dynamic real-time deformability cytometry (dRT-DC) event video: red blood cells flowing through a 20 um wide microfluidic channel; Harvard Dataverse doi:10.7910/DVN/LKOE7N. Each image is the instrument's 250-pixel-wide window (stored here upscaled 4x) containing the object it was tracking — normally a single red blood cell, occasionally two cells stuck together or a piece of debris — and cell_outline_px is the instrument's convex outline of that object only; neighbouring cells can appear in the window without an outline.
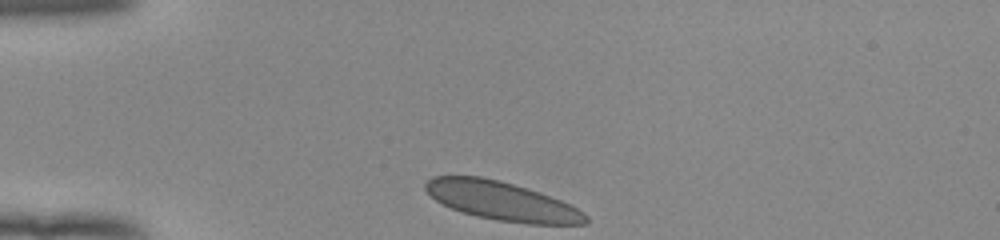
{"species": "human", "species_latin": "Homo sapiens", "temperature_condition": "room temperature", "stored_images_in_passage": 31, "camera_frame_rate_fps": 3000, "um_per_image_px": 0.085, "donor": {"sex": "female"}, "frame": {"image": 1, "passage_image": 1, "time_ms": 0.0, "image_size_px": [1000, 240], "cell_outline_px": [[588, 224], [528, 224], [496, 220], [476, 216], [452, 208], [436, 200], [424, 188], [424, 184], [432, 176], [480, 176], [500, 180], [540, 192], [560, 200], [584, 212], [588, 216]], "centroid_in_image_um": [42.67, 17.08], "position_along_channel_um": 42.3, "area_um2": 35.95}}
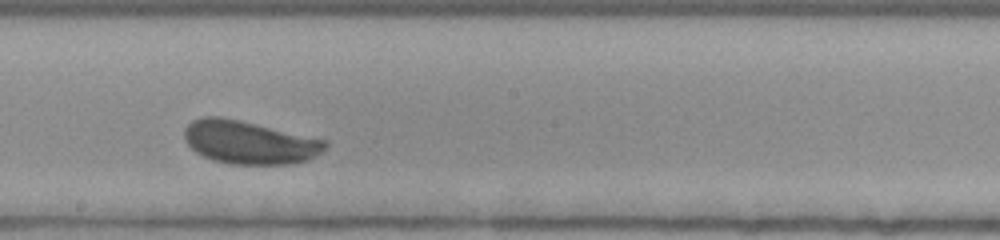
{"frame": {"image": 2, "passage_image": 18, "time_ms": 5.667, "image_size_px": [1000, 240], "cell_outline_px": [[328, 144], [320, 152], [308, 160], [292, 164], [232, 164], [212, 160], [196, 152], [184, 140], [184, 128], [192, 120], [204, 116], [220, 116], [240, 120], [328, 140]], "centroid_in_image_um": [21.17, 12.09], "position_along_channel_um": 227.0, "area_um2": 35.49}}
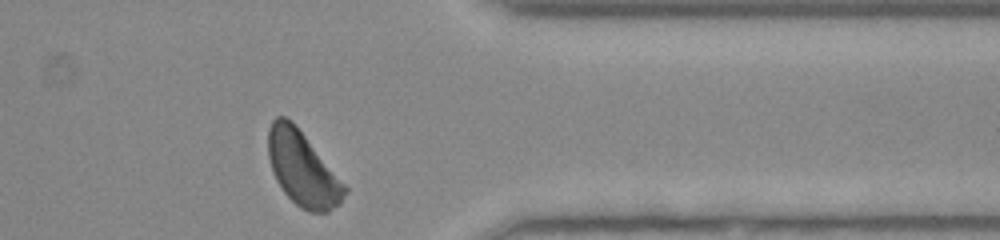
{"frame": {"image": 3, "passage_image": 31, "time_ms": 10.0, "image_size_px": [1000, 240], "cell_outline_px": [[348, 192], [340, 204], [328, 212], [308, 212], [300, 208], [284, 192], [276, 180], [272, 172], [268, 156], [268, 128], [272, 120], [276, 116], [284, 116], [292, 120], [348, 188]], "centroid_in_image_um": [25.71, 14.35], "position_along_channel_um": 385.7, "area_um2": 33.12}, "authors_computed_cell_mechanics": {"area_um2": 35.1424, "velocity_mm_per_s": 3.8761, "shape_relaxation_time_tau1_ms": 3.2842, "shape_relaxation_time_tau2_ms": null, "deformation_change_tau1": 0.0905, "deformation_change_tau2": null}}